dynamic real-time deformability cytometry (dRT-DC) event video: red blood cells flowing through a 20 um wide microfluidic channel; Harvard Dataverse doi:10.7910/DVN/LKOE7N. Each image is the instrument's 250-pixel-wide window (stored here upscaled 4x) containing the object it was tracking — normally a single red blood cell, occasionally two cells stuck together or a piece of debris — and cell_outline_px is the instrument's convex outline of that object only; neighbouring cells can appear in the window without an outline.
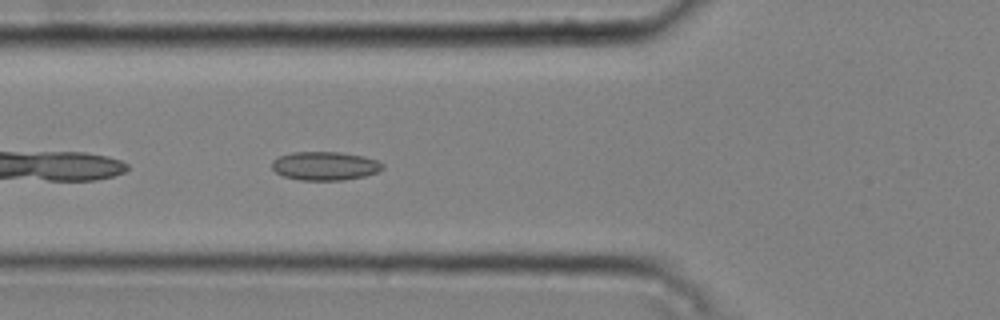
{"species": "common noctule bat (a hibernating species)", "species_latin": "Nyctalus noctula", "temperature_condition": "cold", "stored_images_in_passage": 36, "camera_frame_rate_fps": 3000, "um_per_image_px": 0.085, "animal": {"sex": "male", "body_mass_g": 20.4}, "frame": {"image": 1, "passage_image": 4, "time_ms": 1.0, "image_size_px": [1000, 320], "cell_outline_px": [[384, 168], [376, 172], [364, 176], [344, 180], [300, 180], [284, 176], [276, 172], [272, 168], [272, 160], [280, 156], [292, 152], [340, 152], [364, 156], [376, 160], [384, 164]], "centroid_in_image_um": [27.62, 14.1], "position_along_channel_um": 98.2, "area_um2": 18.44}}
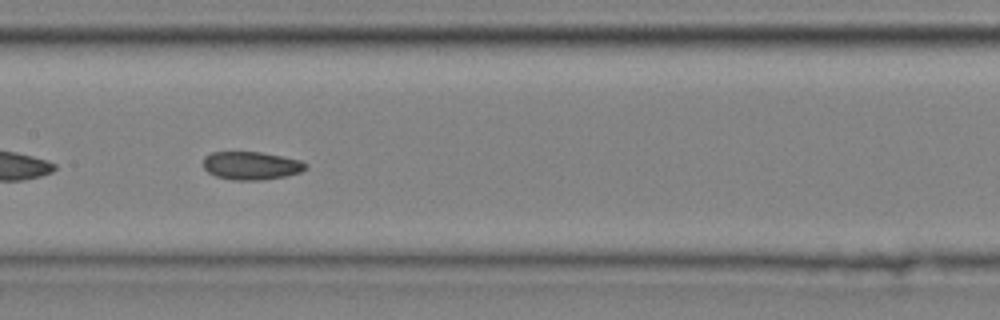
{"frame": {"image": 2, "passage_image": 11, "time_ms": 3.333, "image_size_px": [1000, 320], "cell_outline_px": [[308, 168], [300, 172], [284, 176], [260, 180], [232, 180], [216, 176], [208, 172], [204, 168], [204, 156], [212, 152], [260, 152], [300, 160], [308, 164]], "centroid_in_image_um": [21.35, 14.08], "position_along_channel_um": 186.0, "area_um2": 16.7}}
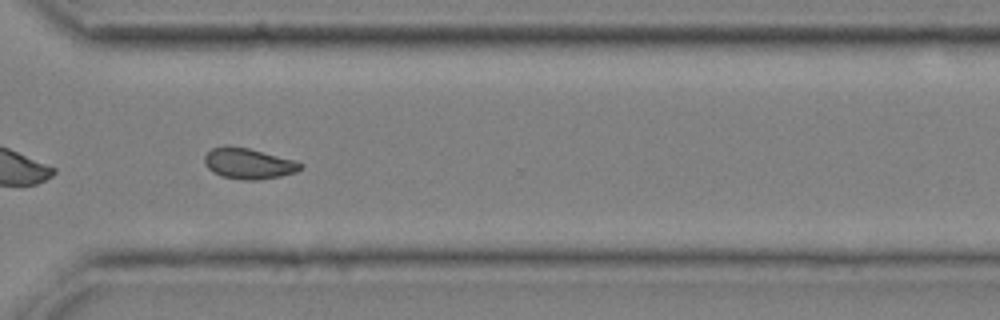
{"frame": {"image": 3, "passage_image": 24, "time_ms": 7.667, "image_size_px": [1000, 320], "cell_outline_px": [[304, 168], [296, 172], [280, 176], [256, 180], [240, 180], [220, 176], [212, 172], [204, 164], [204, 156], [212, 148], [224, 144], [228, 144], [248, 148], [296, 160], [304, 164]], "centroid_in_image_um": [21.11, 13.89], "position_along_channel_um": 349.5, "area_um2": 17.63}, "authors_computed_cell_mechanics": {"area_um2": 17.1666, "velocity_mm_per_s": 3.7615, "shape_relaxation_time_tau1_ms": null, "shape_relaxation_time_tau2_ms": 2.9419, "deformation_change_tau1": null, "deformation_change_tau2": 0.0648}}